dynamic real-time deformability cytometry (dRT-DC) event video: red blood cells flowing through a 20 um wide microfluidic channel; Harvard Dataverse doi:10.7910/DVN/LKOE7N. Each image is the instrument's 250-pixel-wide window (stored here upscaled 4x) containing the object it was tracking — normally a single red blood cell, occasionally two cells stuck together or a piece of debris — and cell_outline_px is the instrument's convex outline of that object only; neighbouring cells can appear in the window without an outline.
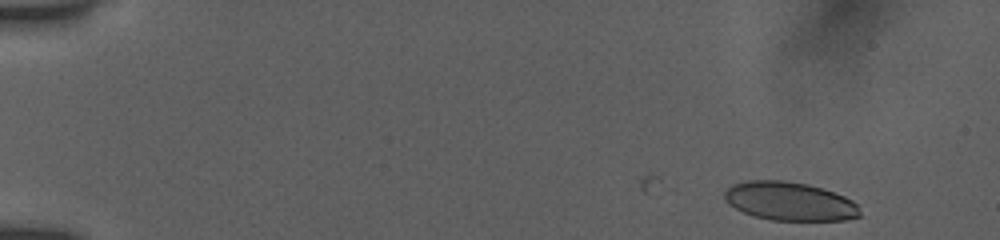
{"species": "human", "species_latin": "Homo sapiens", "temperature_condition": "room temperature", "stored_images_in_passage": 41, "camera_frame_rate_fps": 3000, "um_per_image_px": 0.085, "donor": {"sex": "female"}, "frame": {"image": 1, "passage_image": 2, "time_ms": 0.333, "image_size_px": [1000, 240], "cell_outline_px": [[860, 216], [844, 220], [772, 220], [756, 216], [744, 212], [728, 204], [724, 200], [724, 192], [732, 184], [748, 180], [784, 180], [808, 184], [844, 196], [852, 200], [856, 204], [860, 212]], "centroid_in_image_um": [67.09, 17.1], "position_along_channel_um": 17.9, "area_um2": 30.29}}
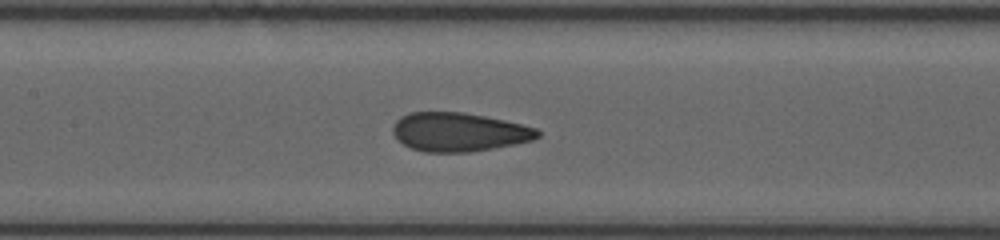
{"frame": {"image": 2, "passage_image": 24, "time_ms": 7.667, "image_size_px": [1000, 240], "cell_outline_px": [[540, 136], [532, 140], [516, 144], [468, 152], [424, 152], [412, 148], [396, 140], [392, 132], [392, 128], [396, 120], [400, 116], [408, 112], [464, 112], [504, 120], [536, 128], [540, 132]], "centroid_in_image_um": [38.97, 11.22], "position_along_channel_um": 168.4, "area_um2": 32.77}}
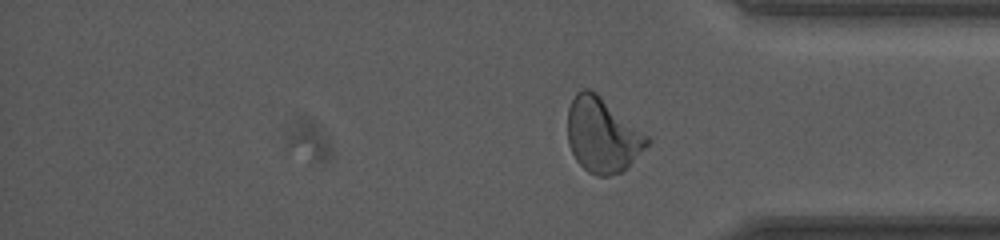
{"frame": {"image": 3, "passage_image": 41, "time_ms": 13.333, "image_size_px": [1000, 240], "cell_outline_px": [[648, 144], [620, 172], [608, 176], [596, 176], [588, 172], [576, 160], [568, 144], [568, 108], [576, 92], [584, 88], [588, 88], [596, 92], [648, 136]], "centroid_in_image_um": [51.15, 11.46], "position_along_channel_um": 384.0, "area_um2": 33.99}, "authors_computed_cell_mechanics": {"area_um2": 32.7148, "velocity_mm_per_s": 3.9023, "shape_relaxation_time_tau1_ms": 6.8789, "shape_relaxation_time_tau2_ms": 0.6978, "deformation_change_tau1": 0.1718, "deformation_change_tau2": 0.0602}}